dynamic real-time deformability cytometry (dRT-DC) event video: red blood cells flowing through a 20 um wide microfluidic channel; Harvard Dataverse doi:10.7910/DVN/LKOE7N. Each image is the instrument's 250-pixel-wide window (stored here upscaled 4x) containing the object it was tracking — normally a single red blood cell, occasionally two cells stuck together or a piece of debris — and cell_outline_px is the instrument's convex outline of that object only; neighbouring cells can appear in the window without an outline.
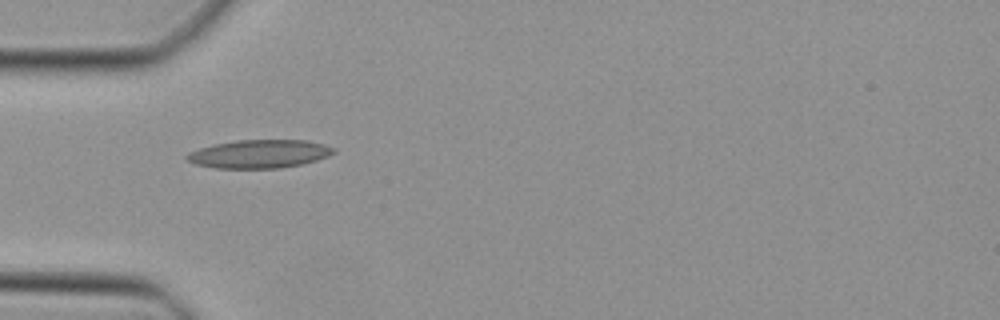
{"species": "Egyptian fruit bat (a non-hibernating species)", "species_latin": "Rousettus aegyptiacus", "temperature_condition": "cold", "stored_images_in_passage": 4, "camera_frame_rate_fps": 3000, "um_per_image_px": 0.085, "animal": {"sex": "female"}, "frame": {"image": 1, "passage_image": 1, "time_ms": 0.0, "image_size_px": [1000, 320], "cell_outline_px": [[336, 152], [328, 156], [316, 160], [300, 164], [280, 168], [216, 168], [196, 164], [188, 160], [184, 156], [188, 152], [212, 144], [236, 140], [308, 140], [324, 144], [336, 148]], "centroid_in_image_um": [22.05, 13.07], "position_along_channel_um": 63.0, "area_um2": 24.28}}